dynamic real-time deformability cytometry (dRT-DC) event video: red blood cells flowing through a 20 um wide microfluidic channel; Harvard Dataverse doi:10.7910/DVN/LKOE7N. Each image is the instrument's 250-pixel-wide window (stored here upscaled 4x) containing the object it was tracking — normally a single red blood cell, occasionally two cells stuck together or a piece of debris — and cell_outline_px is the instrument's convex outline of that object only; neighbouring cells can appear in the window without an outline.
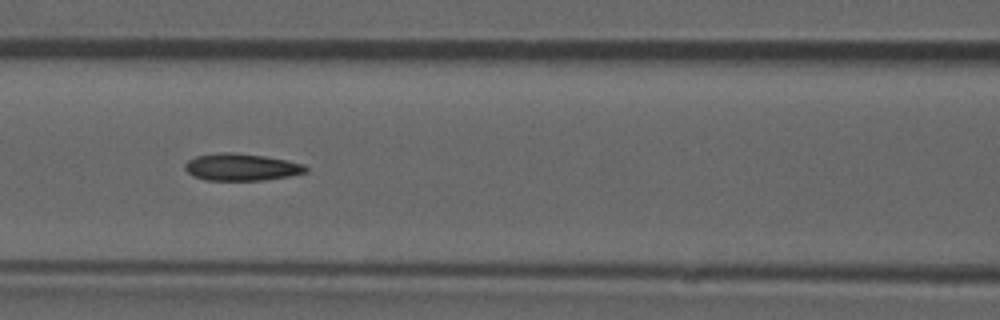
{"species": "common noctule bat (a hibernating species)", "species_latin": "Nyctalus noctula", "temperature_condition": "room temperature", "stored_images_in_passage": 40, "camera_frame_rate_fps": 3000, "um_per_image_px": 0.085, "animal": {"sex": "male", "forearm_length_mm": 52.5}, "frame": {"image": 1, "passage_image": 12, "time_ms": 3.667, "image_size_px": [1000, 320], "cell_outline_px": [[308, 172], [288, 176], [264, 180], [208, 180], [192, 176], [184, 168], [184, 164], [188, 160], [196, 156], [220, 152], [232, 152], [264, 156], [288, 160], [304, 164], [308, 168]], "centroid_in_image_um": [20.52, 14.2], "position_along_channel_um": 146.1, "area_um2": 19.13}}
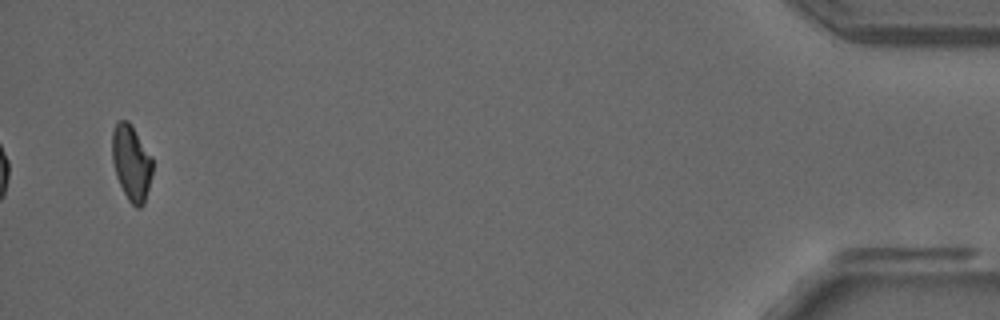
{"frame": {"image": 2, "passage_image": 40, "time_ms": 13.0, "image_size_px": [1000, 320], "cell_outline_px": [[152, 172], [144, 204], [140, 208], [136, 208], [128, 200], [116, 176], [112, 160], [112, 128], [120, 120], [128, 120], [132, 124], [152, 156]], "centroid_in_image_um": [11.16, 13.8], "position_along_channel_um": 424.0, "area_um2": 17.92}, "authors_computed_cell_mechanics": {"area_um2": 18.9006, "velocity_mm_per_s": 3.9057, "shape_relaxation_time_tau1_ms": null, "shape_relaxation_time_tau2_ms": 3.0744, "deformation_change_tau1": null, "deformation_change_tau2": 0.0998}}